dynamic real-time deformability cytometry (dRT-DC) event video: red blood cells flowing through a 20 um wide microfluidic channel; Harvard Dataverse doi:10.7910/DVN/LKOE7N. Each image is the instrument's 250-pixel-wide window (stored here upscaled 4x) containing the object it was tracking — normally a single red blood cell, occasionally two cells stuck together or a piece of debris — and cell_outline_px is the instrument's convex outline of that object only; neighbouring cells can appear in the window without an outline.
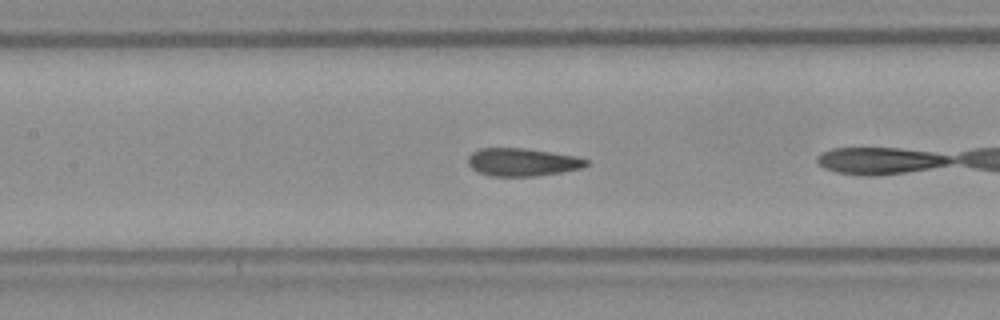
{"species": "Egyptian fruit bat (a non-hibernating species)", "species_latin": "Rousettus aegyptiacus", "temperature_condition": "room temperature", "stored_images_in_passage": 9, "camera_frame_rate_fps": 3000, "um_per_image_px": 0.085, "frame": {"image": 1, "passage_image": 8, "time_ms": 2.333, "image_size_px": [1000, 320], "cell_outline_px": [[588, 164], [580, 168], [560, 172], [536, 176], [492, 176], [480, 172], [472, 168], [468, 164], [468, 156], [472, 152], [480, 148], [524, 148], [576, 156], [588, 160]], "centroid_in_image_um": [44.38, 13.77], "position_along_channel_um": 163.0, "area_um2": 19.02}}